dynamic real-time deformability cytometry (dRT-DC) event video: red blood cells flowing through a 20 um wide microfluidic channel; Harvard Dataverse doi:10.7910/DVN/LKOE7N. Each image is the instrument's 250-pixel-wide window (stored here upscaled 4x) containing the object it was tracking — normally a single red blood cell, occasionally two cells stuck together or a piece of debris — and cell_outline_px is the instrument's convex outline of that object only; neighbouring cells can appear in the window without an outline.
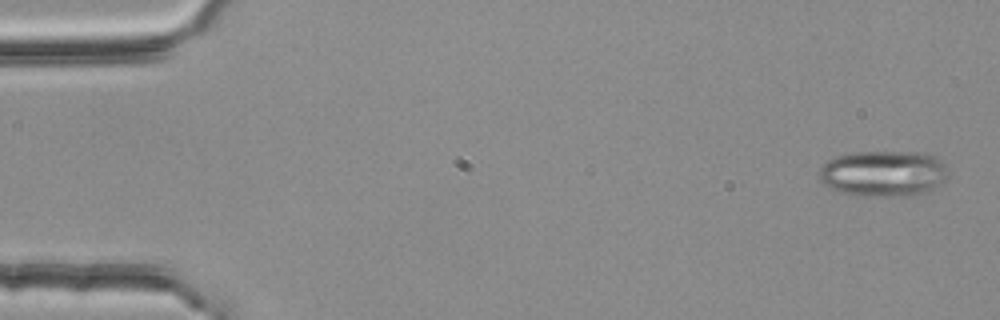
{"species": "common noctule bat (a hibernating species)", "species_latin": "Nyctalus noctula", "temperature_condition": "room temperature", "stored_images_in_passage": 54, "segment_of_instrument_passage": [1, 2], "camera_frame_rate_fps": 3000, "um_per_image_px": 0.085, "animal": {"sex": "female", "body_mass_g": 25.1}, "frame": {"image": 1, "passage_image": 2, "time_ms": 0.333, "image_size_px": [1000, 320], "cell_outline_px": [[948, 172], [944, 180], [940, 184], [928, 192], [912, 196], [852, 196], [840, 192], [824, 184], [820, 180], [820, 168], [828, 160], [836, 156], [848, 152], [924, 152], [936, 156], [948, 168]], "centroid_in_image_um": [75.11, 14.75], "position_along_channel_um": 9.9, "area_um2": 35.03}}